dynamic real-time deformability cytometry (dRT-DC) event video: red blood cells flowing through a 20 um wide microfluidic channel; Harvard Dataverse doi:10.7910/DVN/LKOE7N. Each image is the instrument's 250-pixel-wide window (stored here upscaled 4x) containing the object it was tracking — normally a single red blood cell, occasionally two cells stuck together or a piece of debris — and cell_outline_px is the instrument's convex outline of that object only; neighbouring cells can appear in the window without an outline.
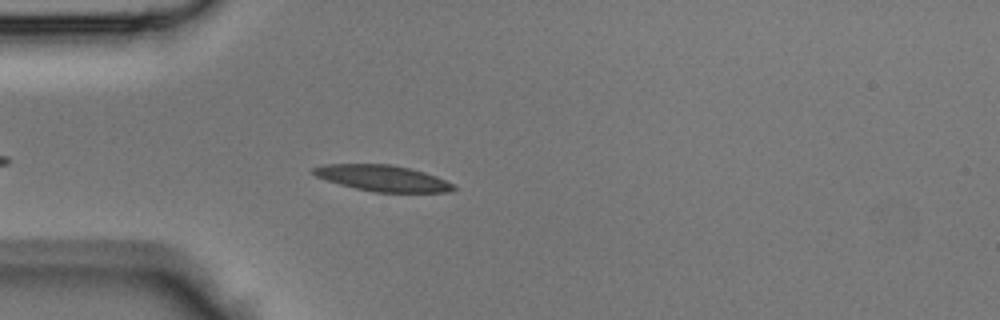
{"species": "Egyptian fruit bat (a non-hibernating species)", "species_latin": "Rousettus aegyptiacus", "temperature_condition": "room temperature", "stored_images_in_passage": 30, "camera_frame_rate_fps": 3000, "um_per_image_px": 0.085, "animal": {"sex": "male"}, "frame": {"image": 1, "passage_image": 5, "time_ms": 1.333, "image_size_px": [1000, 320], "cell_outline_px": [[456, 188], [452, 192], [372, 192], [340, 184], [316, 176], [308, 172], [312, 168], [324, 164], [388, 164], [408, 168], [424, 172], [436, 176], [456, 184]], "centroid_in_image_um": [32.53, 15.15], "position_along_channel_um": 52.5, "area_um2": 21.33}}
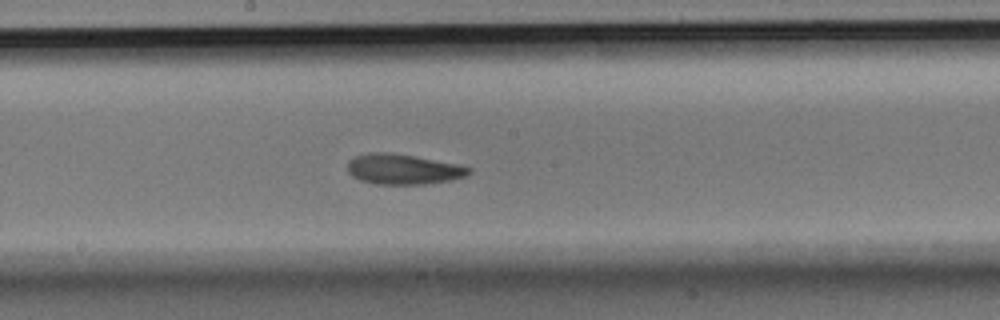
{"frame": {"image": 2, "passage_image": 16, "time_ms": 5.0, "image_size_px": [1000, 320], "cell_outline_px": [[472, 172], [468, 176], [452, 180], [424, 184], [376, 184], [360, 180], [352, 176], [348, 172], [348, 160], [356, 156], [372, 152], [388, 152], [460, 164], [472, 168]], "centroid_in_image_um": [34.31, 14.39], "position_along_channel_um": 213.9, "area_um2": 21.5}}
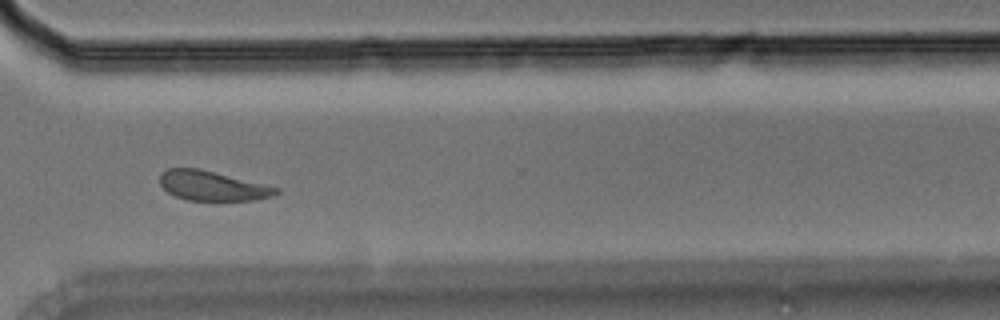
{"frame": {"image": 3, "passage_image": 25, "time_ms": 8.0, "image_size_px": [1000, 320], "cell_outline_px": [[280, 192], [276, 196], [256, 200], [188, 200], [176, 196], [168, 192], [160, 184], [160, 172], [168, 168], [200, 168], [280, 188]], "centroid_in_image_um": [18.08, 15.79], "position_along_channel_um": 352.5, "area_um2": 20.17}}